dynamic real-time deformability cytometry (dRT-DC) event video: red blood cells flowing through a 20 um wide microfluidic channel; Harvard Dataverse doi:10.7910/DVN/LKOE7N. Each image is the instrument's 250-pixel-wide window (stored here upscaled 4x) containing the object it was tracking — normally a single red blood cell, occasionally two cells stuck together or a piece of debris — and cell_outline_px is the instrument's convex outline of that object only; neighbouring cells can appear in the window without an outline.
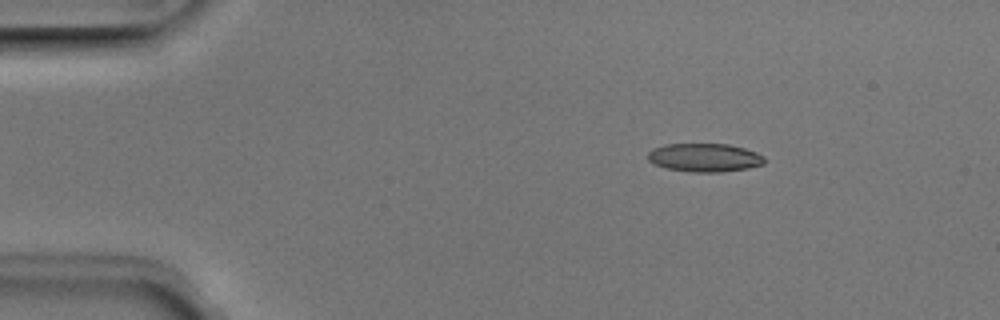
{"species": "Egyptian fruit bat (a non-hibernating species)", "species_latin": "Rousettus aegyptiacus", "temperature_condition": "room temperature", "stored_images_in_passage": 4, "camera_frame_rate_fps": 3000, "um_per_image_px": 0.085, "animal": {"sex": "male"}, "frame": {"image": 1, "passage_image": 3, "time_ms": 0.667, "image_size_px": [1000, 320], "cell_outline_px": [[764, 164], [748, 168], [720, 172], [692, 172], [668, 168], [656, 164], [648, 160], [648, 152], [652, 148], [664, 144], [728, 144], [744, 148], [756, 152], [764, 156]], "centroid_in_image_um": [59.89, 13.39], "position_along_channel_um": 25.1, "area_um2": 19.25}}